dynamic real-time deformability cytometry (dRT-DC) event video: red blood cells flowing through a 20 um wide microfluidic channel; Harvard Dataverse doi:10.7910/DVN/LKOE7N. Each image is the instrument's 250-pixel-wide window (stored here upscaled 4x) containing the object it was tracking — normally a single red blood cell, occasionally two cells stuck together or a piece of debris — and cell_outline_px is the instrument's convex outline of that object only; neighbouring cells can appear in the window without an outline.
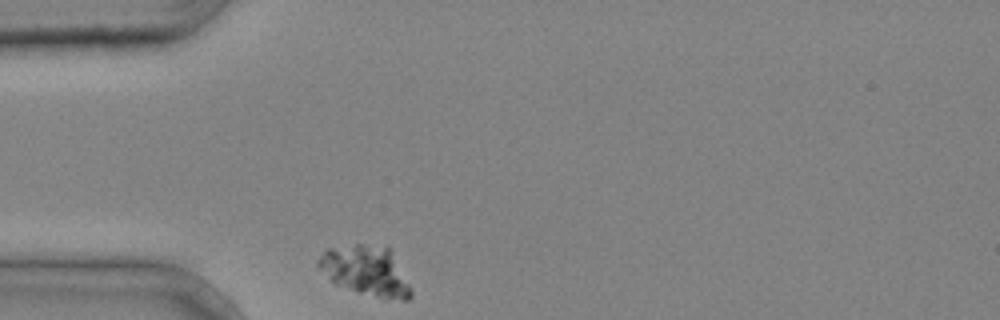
{"species": "common noctule bat (a hibernating species)", "species_latin": "Nyctalus noctula", "temperature_condition": "cold", "stored_images_in_passage": 35, "camera_frame_rate_fps": 3000, "um_per_image_px": 0.085, "animal": {"sex": "male", "body_mass_g": 20.4}, "frame": {"image": 1, "passage_image": 1, "time_ms": 0.0, "image_size_px": [1000, 320], "cell_outline_px": [[412, 296], [408, 300], [400, 300], [376, 296], [360, 292], [336, 284], [316, 264], [316, 260], [328, 248], [356, 244], [388, 244], [412, 292]], "centroid_in_image_um": [31.11, 22.97], "position_along_channel_um": 53.9, "area_um2": 26.47}}
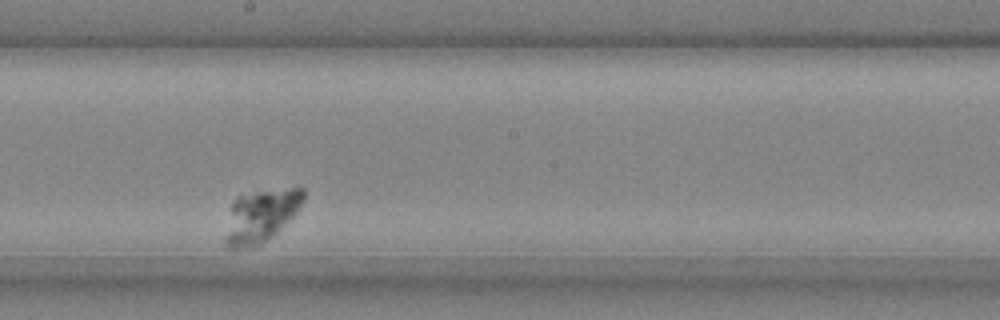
{"frame": {"image": 2, "passage_image": 15, "time_ms": 4.667, "image_size_px": [1000, 320], "cell_outline_px": [[304, 200], [300, 208], [272, 236], [260, 244], [252, 248], [228, 248], [228, 236], [232, 204], [236, 196], [256, 192], [288, 188], [304, 188]], "centroid_in_image_um": [22.24, 18.32], "position_along_channel_um": 226.0, "area_um2": 23.0}}
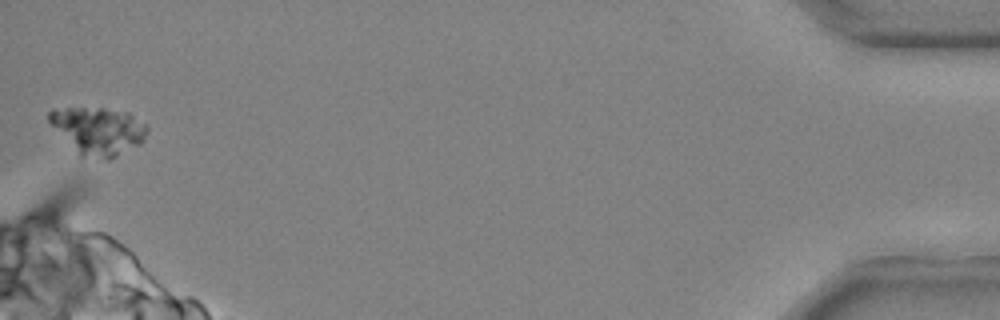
{"frame": {"image": 3, "passage_image": 35, "time_ms": 11.333, "image_size_px": [1000, 320], "cell_outline_px": [[148, 132], [144, 140], [140, 144], [108, 160], [80, 156], [48, 120], [48, 112], [52, 108], [104, 108], [128, 112], [148, 124]], "centroid_in_image_um": [8.39, 11.11], "position_along_channel_um": 426.8, "area_um2": 27.17}}